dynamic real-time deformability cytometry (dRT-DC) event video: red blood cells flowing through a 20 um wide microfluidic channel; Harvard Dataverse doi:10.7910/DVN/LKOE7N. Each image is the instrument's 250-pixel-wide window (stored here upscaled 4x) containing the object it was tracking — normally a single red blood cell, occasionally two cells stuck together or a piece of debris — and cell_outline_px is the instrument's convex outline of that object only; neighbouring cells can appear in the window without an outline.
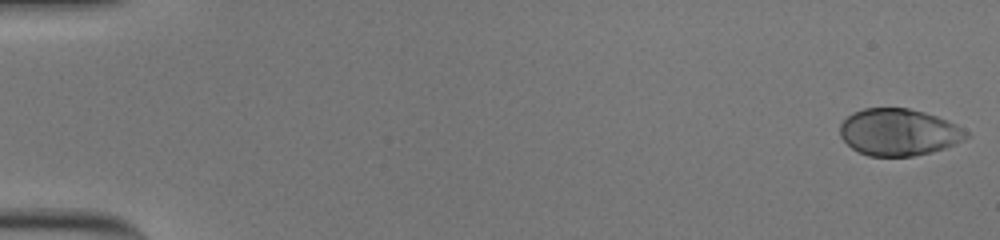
{"species": "human", "species_latin": "Homo sapiens", "temperature_condition": "cold", "stored_images_in_passage": 56, "camera_frame_rate_fps": 3000, "um_per_image_px": 0.085, "donor": {"sex": "male"}, "frame": {"image": 1, "passage_image": 1, "time_ms": 0.0, "image_size_px": [1000, 240], "cell_outline_px": [[972, 136], [964, 140], [944, 148], [932, 152], [912, 156], [868, 156], [852, 148], [840, 136], [840, 124], [852, 112], [864, 108], [908, 108], [924, 112], [936, 116], [956, 124], [968, 132]], "centroid_in_image_um": [76.4, 11.23], "position_along_channel_um": 8.6, "area_um2": 34.51}}
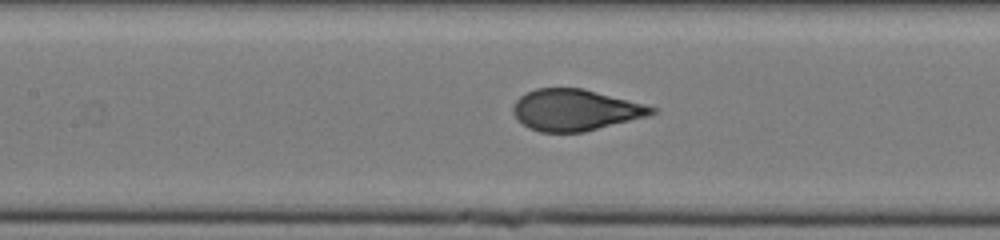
{"frame": {"image": 2, "passage_image": 27, "time_ms": 8.667, "image_size_px": [1000, 240], "cell_outline_px": [[660, 112], [652, 116], [584, 132], [540, 132], [528, 128], [512, 112], [512, 108], [516, 100], [520, 96], [536, 88], [584, 88], [660, 108]], "centroid_in_image_um": [48.99, 9.35], "position_along_channel_um": 158.4, "area_um2": 33.81}}
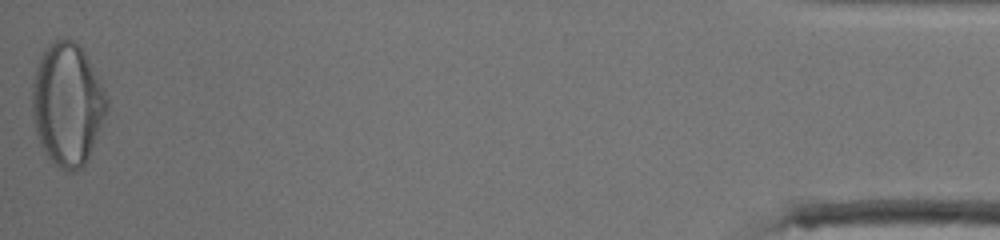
{"frame": {"image": 3, "passage_image": 56, "time_ms": 18.333, "image_size_px": [1000, 240], "cell_outline_px": [[108, 108], [100, 128], [88, 156], [84, 164], [76, 172], [68, 172], [60, 168], [48, 156], [40, 144], [36, 132], [32, 112], [32, 84], [36, 68], [40, 56], [48, 44], [56, 40], [76, 40], [80, 44], [104, 88], [108, 100]], "centroid_in_image_um": [5.72, 8.84], "position_along_channel_um": 429.5, "area_um2": 53.0}, "authors_computed_cell_mechanics": {"area_um2": 34.5355, "velocity_mm_per_s": 3.6928, "shape_relaxation_time_tau1_ms": 5.5983, "shape_relaxation_time_tau2_ms": null, "deformation_change_tau1": 0.2299, "deformation_change_tau2": null}}